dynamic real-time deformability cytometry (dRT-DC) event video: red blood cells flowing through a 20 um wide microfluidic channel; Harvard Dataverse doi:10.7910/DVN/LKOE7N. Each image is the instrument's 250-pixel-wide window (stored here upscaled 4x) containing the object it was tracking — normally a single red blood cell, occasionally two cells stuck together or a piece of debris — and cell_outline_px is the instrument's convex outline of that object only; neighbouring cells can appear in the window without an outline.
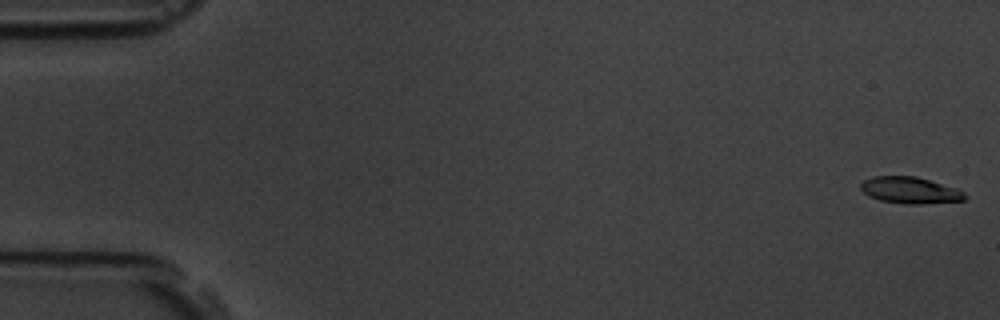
{"species": "common noctule bat (a hibernating species)", "species_latin": "Nyctalus noctula", "temperature_condition": "room temperature", "stored_images_in_passage": 58, "camera_frame_rate_fps": 3000, "um_per_image_px": 0.085, "animal": {"sex": "male", "body_mass_g": 19.5, "forearm_length_mm": 54.6}, "frame": {"image": 1, "passage_image": 1, "time_ms": 0.0, "image_size_px": [1000, 320], "cell_outline_px": [[968, 196], [964, 200], [924, 204], [904, 204], [880, 200], [868, 196], [860, 188], [860, 184], [864, 180], [872, 176], [916, 176], [956, 188], [964, 192]], "centroid_in_image_um": [77.35, 16.17], "position_along_channel_um": 7.7, "area_um2": 16.18}}
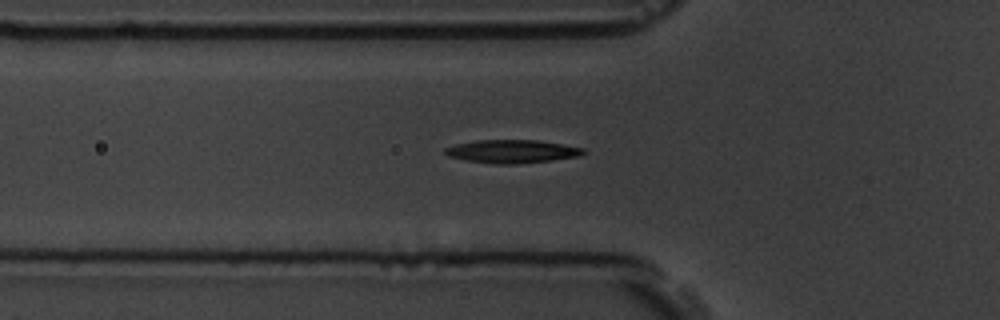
{"frame": {"image": 2, "passage_image": 20, "time_ms": 6.333, "image_size_px": [1000, 320], "cell_outline_px": [[588, 152], [580, 156], [552, 160], [516, 164], [492, 164], [468, 160], [448, 156], [444, 152], [444, 148], [456, 144], [476, 140], [536, 140], [564, 144], [584, 148]], "centroid_in_image_um": [43.56, 12.87], "position_along_channel_um": 82.2, "area_um2": 18.79}}
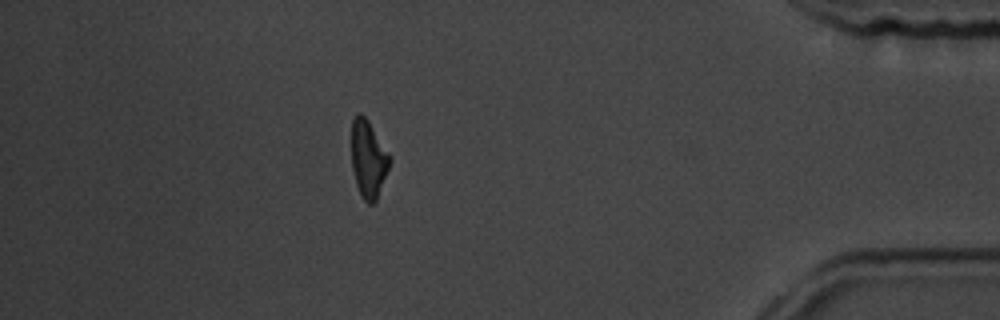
{"frame": {"image": 3, "passage_image": 51, "time_ms": 16.667, "image_size_px": [1000, 320], "cell_outline_px": [[392, 160], [376, 200], [372, 204], [368, 204], [364, 200], [356, 184], [352, 168], [352, 120], [356, 112], [360, 112], [368, 120], [392, 156]], "centroid_in_image_um": [31.32, 13.48], "position_along_channel_um": 403.9, "area_um2": 17.34}, "authors_computed_cell_mechanics": {"area_um2": 17.8024, "velocity_mm_per_s": 3.5495, "shape_relaxation_time_tau1_ms": 4.2166, "shape_relaxation_time_tau2_ms": 9.1553, "deformation_change_tau1": 0.1568, "deformation_change_tau2": 0.1919}}